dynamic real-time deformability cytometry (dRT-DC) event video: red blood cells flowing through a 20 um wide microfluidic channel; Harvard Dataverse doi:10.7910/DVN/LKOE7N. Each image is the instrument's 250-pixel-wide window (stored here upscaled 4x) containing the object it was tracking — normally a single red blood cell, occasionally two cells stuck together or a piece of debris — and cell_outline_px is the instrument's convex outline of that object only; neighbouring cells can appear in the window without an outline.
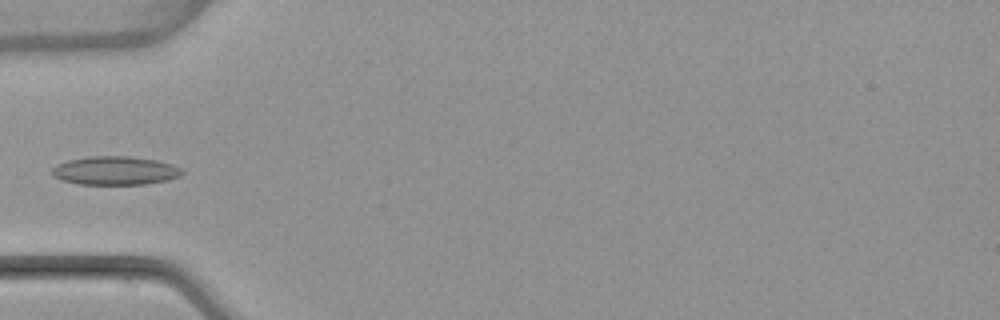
{"species": "common noctule bat (a hibernating species)", "species_latin": "Nyctalus noctula", "temperature_condition": "warm", "stored_images_in_passage": 5, "camera_frame_rate_fps": 3000, "um_per_image_px": 0.085, "animal": {"sex": "female", "body_mass_g": 22.7, "forearm_length_mm": 54.2}, "frame": {"image": 1, "passage_image": 5, "time_ms": 5.667, "image_size_px": [1000, 320], "cell_outline_px": [[184, 172], [180, 176], [168, 180], [144, 184], [80, 184], [64, 180], [52, 176], [52, 168], [56, 164], [68, 160], [88, 156], [128, 156], [156, 160], [172, 164], [184, 168]], "centroid_in_image_um": [9.81, 14.49], "position_along_channel_um": 75.2, "area_um2": 21.73}}